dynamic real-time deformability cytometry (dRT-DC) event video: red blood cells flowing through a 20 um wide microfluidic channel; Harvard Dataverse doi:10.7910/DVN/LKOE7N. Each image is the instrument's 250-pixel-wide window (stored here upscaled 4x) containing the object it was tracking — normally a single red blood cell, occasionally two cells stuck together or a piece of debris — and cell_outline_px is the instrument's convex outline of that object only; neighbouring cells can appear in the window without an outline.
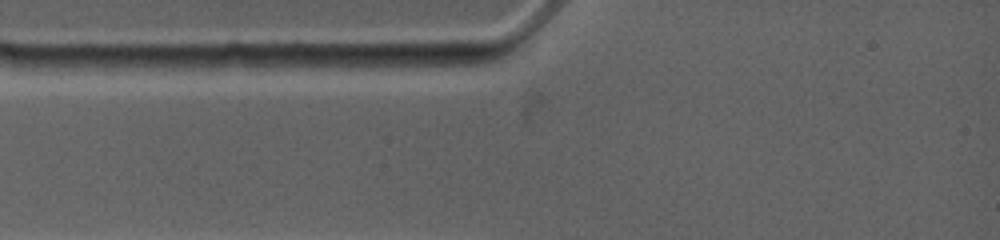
{"species": "common noctule bat (a hibernating species)", "species_latin": "Nyctalus noctula", "temperature_condition": "warm", "stored_images_in_passage": 3, "camera_frame_rate_fps": 4500, "um_per_image_px": 0.085, "animal": {"sex": "female", "body_mass_g": 19.0, "forearm_length_mm": 53.3}, "frame": {"image": 1, "passage_image": 1, "time_ms": 0.0, "image_size_px": [1000, 240], "cell_outline_px": [[392, 64], [368, 68], [320, 72], [292, 72], [280, 64], [284, 56], [384, 56]], "centroid_in_image_um": [28.19, 5.36], "position_along_channel_um": 56.8, "area_um2": 10.52}}